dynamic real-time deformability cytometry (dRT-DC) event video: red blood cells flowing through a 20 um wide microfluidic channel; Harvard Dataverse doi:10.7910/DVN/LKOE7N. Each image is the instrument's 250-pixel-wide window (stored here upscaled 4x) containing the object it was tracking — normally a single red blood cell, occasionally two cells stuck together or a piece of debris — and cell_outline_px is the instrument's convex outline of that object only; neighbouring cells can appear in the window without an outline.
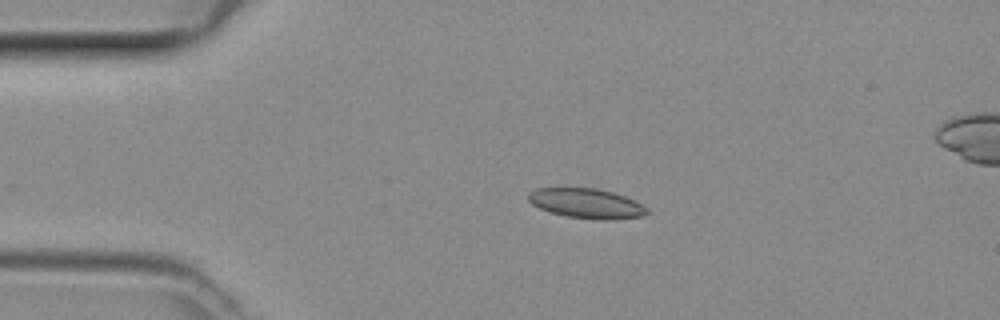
{"species": "common noctule bat (a hibernating species)", "species_latin": "Nyctalus noctula", "temperature_condition": "room temperature", "stored_images_in_passage": 29, "camera_frame_rate_fps": 3000, "um_per_image_px": 0.085, "animal": {"sex": "female", "body_mass_g": 29.2, "forearm_length_mm": 56.3}, "frame": {"image": 1, "passage_image": 1, "time_ms": 0.0, "image_size_px": [1000, 320], "cell_outline_px": [[648, 212], [644, 216], [608, 220], [600, 220], [564, 216], [540, 208], [532, 204], [528, 200], [528, 192], [536, 188], [596, 188], [612, 192], [636, 200], [648, 208]], "centroid_in_image_um": [49.87, 17.29], "position_along_channel_um": 35.1, "area_um2": 20.69}}
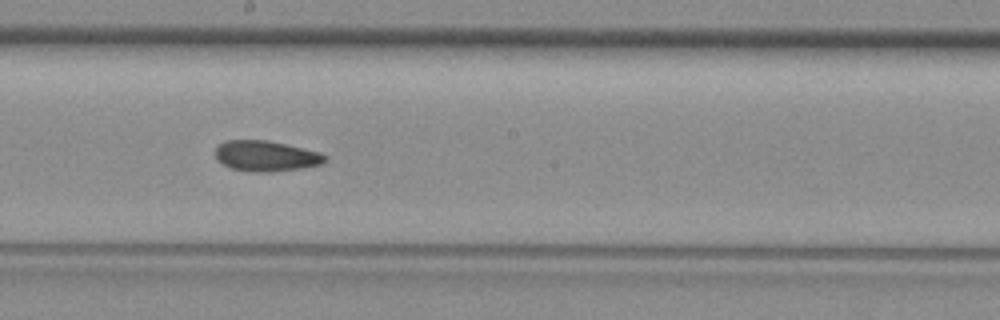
{"frame": {"image": 2, "passage_image": 17, "time_ms": 5.333, "image_size_px": [1000, 320], "cell_outline_px": [[328, 156], [324, 164], [304, 168], [268, 172], [252, 172], [228, 168], [216, 160], [216, 148], [224, 140], [268, 140], [320, 152]], "centroid_in_image_um": [22.62, 13.27], "position_along_channel_um": 225.6, "area_um2": 19.83}}
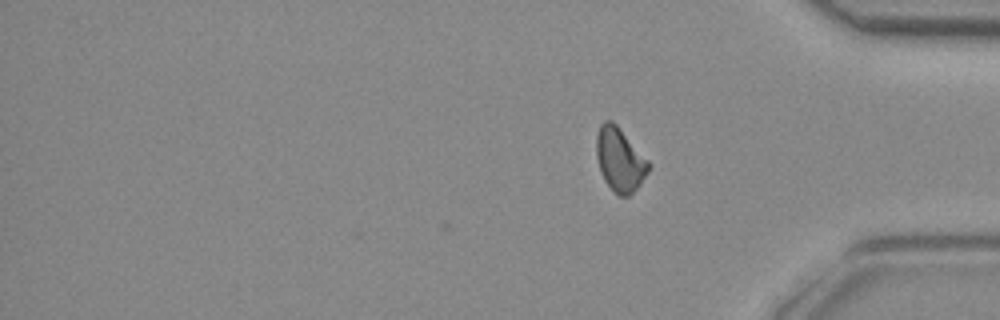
{"frame": {"image": 3, "passage_image": 29, "time_ms": 9.333, "image_size_px": [1000, 320], "cell_outline_px": [[652, 164], [648, 172], [640, 184], [628, 196], [620, 196], [604, 180], [600, 172], [596, 156], [596, 136], [600, 124], [604, 120], [612, 120], [616, 124]], "centroid_in_image_um": [52.68, 13.54], "position_along_channel_um": 382.5, "area_um2": 19.31}}